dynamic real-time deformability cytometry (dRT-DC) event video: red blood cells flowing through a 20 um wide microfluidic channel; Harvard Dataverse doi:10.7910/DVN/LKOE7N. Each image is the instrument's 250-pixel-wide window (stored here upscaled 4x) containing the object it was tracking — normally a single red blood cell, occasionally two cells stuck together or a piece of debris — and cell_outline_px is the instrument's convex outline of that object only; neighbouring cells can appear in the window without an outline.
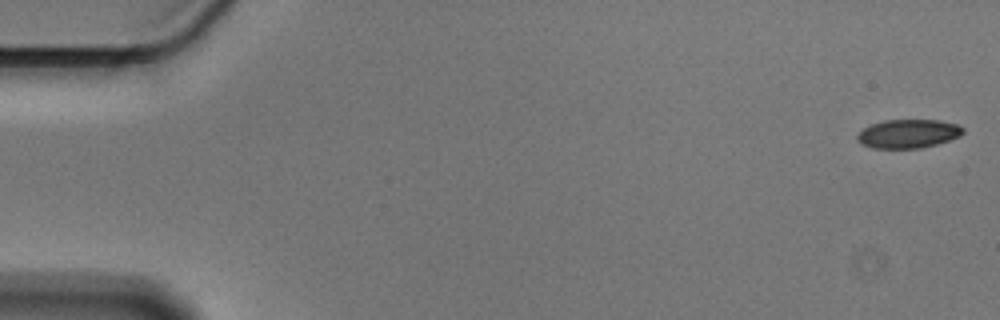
{"species": "Egyptian fruit bat (a non-hibernating species)", "species_latin": "Rousettus aegyptiacus", "temperature_condition": "cold", "stored_images_in_passage": 56, "camera_frame_rate_fps": 3000, "um_per_image_px": 0.085, "animal": {"sex": "male"}, "frame": {"image": 1, "passage_image": 1, "time_ms": 0.0, "image_size_px": [1000, 320], "cell_outline_px": [[964, 132], [960, 136], [936, 144], [920, 148], [872, 148], [860, 144], [856, 140], [856, 136], [864, 128], [872, 124], [884, 120], [940, 120], [956, 124], [964, 128]], "centroid_in_image_um": [77.18, 11.37], "position_along_channel_um": 7.8, "area_um2": 17.69}}
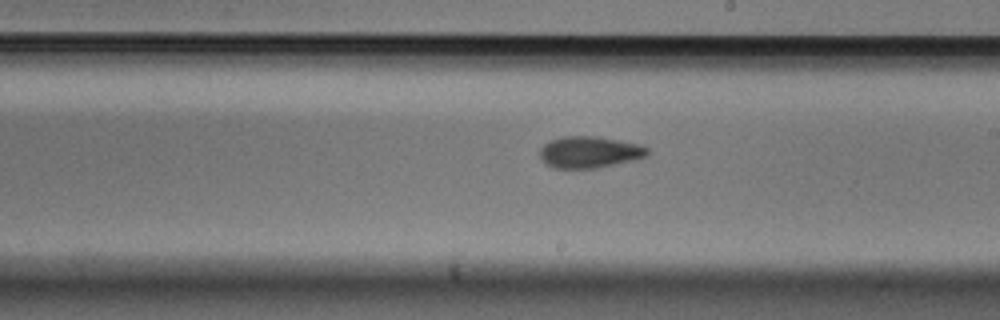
{"frame": {"image": 2, "passage_image": 32, "time_ms": 10.333, "image_size_px": [1000, 320], "cell_outline_px": [[648, 156], [636, 160], [596, 168], [552, 168], [544, 164], [540, 160], [540, 148], [544, 144], [552, 140], [564, 136], [596, 136], [640, 144], [648, 148]], "centroid_in_image_um": [50.1, 12.94], "position_along_channel_um": 238.9, "area_um2": 20.0}}
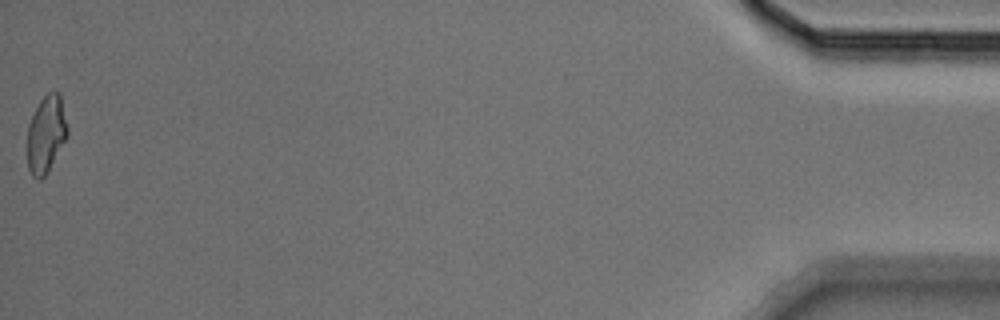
{"frame": {"image": 3, "passage_image": 56, "time_ms": 18.333, "image_size_px": [1000, 320], "cell_outline_px": [[68, 136], [44, 176], [40, 180], [32, 176], [28, 168], [28, 124], [40, 100], [48, 92], [60, 92], [68, 128]], "centroid_in_image_um": [3.93, 11.38], "position_along_channel_um": 431.3, "area_um2": 17.86}, "authors_computed_cell_mechanics": {"area_um2": 19.1896, "velocity_mm_per_s": 3.5875, "shape_relaxation_time_tau1_ms": 5.5024, "shape_relaxation_time_tau2_ms": 4.7527, "deformation_change_tau1": 0.1142, "deformation_change_tau2": 0.0824}}